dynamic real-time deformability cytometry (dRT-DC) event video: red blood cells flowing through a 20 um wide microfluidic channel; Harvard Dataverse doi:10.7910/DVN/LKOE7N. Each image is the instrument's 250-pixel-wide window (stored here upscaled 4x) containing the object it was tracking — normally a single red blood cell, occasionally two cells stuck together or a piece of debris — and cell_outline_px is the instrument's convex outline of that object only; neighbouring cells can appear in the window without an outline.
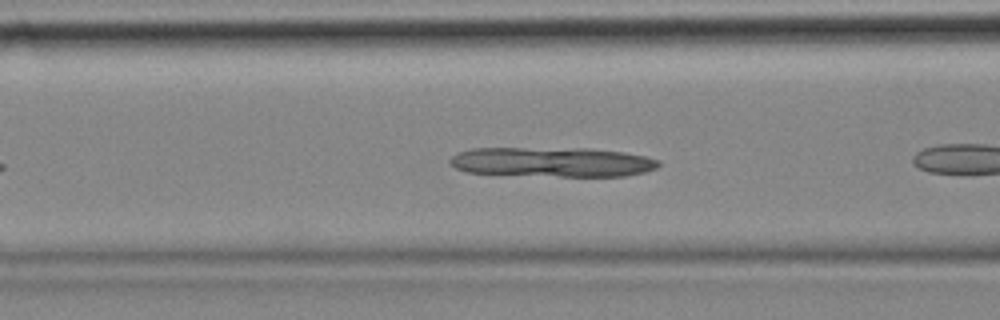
{"species": "common noctule bat (a hibernating species)", "species_latin": "Nyctalus noctula", "temperature_condition": "cold", "stored_images_in_passage": 17, "camera_frame_rate_fps": 3000, "um_per_image_px": 0.085, "animal": {"sex": "female", "body_mass_g": 18.4}, "frame": {"image": 1, "passage_image": 6, "time_ms": 1.667, "image_size_px": [1000, 320], "cell_outline_px": [[660, 164], [656, 168], [644, 172], [624, 176], [560, 176], [468, 172], [456, 168], [448, 160], [456, 152], [472, 148], [588, 148], [624, 152], [644, 156], [660, 160]], "centroid_in_image_um": [46.96, 13.76], "position_along_channel_um": 119.6, "area_um2": 36.01}}